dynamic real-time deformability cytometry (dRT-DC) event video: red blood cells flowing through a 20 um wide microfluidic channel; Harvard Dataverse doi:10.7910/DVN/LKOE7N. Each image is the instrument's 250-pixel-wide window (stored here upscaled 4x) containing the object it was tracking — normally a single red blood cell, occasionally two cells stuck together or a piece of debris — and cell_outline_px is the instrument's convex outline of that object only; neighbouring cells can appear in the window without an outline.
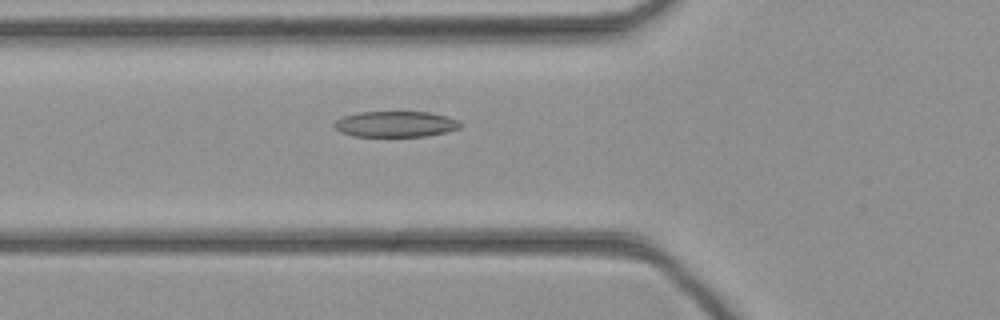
{"species": "common noctule bat (a hibernating species)", "species_latin": "Nyctalus noctula", "temperature_condition": "cold", "stored_images_in_passage": 24, "camera_frame_rate_fps": 3000, "um_per_image_px": 0.085, "animal": {"sex": "female", "body_mass_g": 21.9}, "frame": {"image": 1, "passage_image": 2, "time_ms": 0.333, "image_size_px": [1000, 320], "cell_outline_px": [[460, 128], [448, 132], [424, 136], [352, 136], [340, 132], [332, 124], [336, 120], [344, 116], [360, 112], [428, 112], [448, 116], [460, 120]], "centroid_in_image_um": [33.64, 10.55], "position_along_channel_um": 92.2, "area_um2": 19.02}}
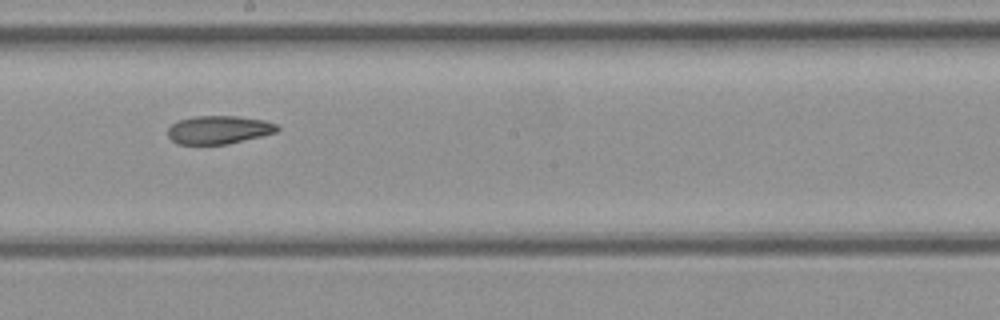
{"frame": {"image": 2, "passage_image": 11, "time_ms": 3.333, "image_size_px": [1000, 320], "cell_outline_px": [[280, 128], [276, 132], [228, 144], [176, 144], [168, 136], [168, 128], [172, 124], [180, 120], [196, 116], [236, 116], [264, 120], [276, 124]], "centroid_in_image_um": [18.59, 11.03], "position_along_channel_um": 229.6, "area_um2": 17.86}}
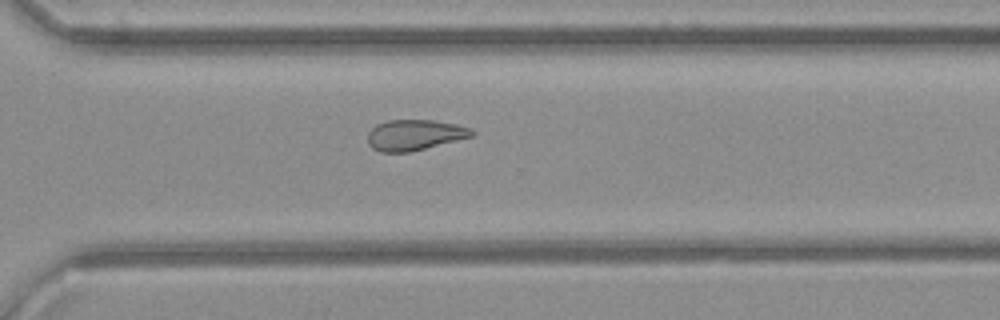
{"frame": {"image": 3, "passage_image": 18, "time_ms": 5.667, "image_size_px": [1000, 320], "cell_outline_px": [[476, 132], [472, 136], [408, 152], [380, 152], [372, 148], [368, 144], [368, 132], [376, 124], [388, 120], [432, 120], [456, 124], [468, 128]], "centroid_in_image_um": [35.19, 11.46], "position_along_channel_um": 335.4, "area_um2": 18.38}}